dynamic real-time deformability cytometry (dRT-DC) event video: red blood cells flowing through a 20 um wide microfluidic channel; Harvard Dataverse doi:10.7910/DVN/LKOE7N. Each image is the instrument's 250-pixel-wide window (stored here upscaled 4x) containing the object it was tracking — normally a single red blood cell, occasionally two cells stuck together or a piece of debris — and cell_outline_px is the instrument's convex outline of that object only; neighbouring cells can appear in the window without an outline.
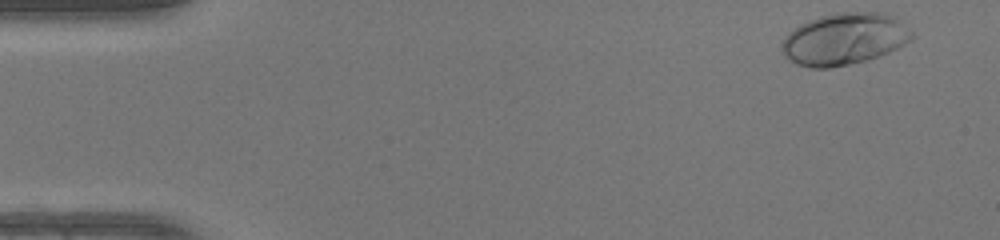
{"species": "human", "species_latin": "Homo sapiens", "temperature_condition": "warm", "stored_images_in_passage": 48, "camera_frame_rate_fps": 3000, "um_per_image_px": 0.085, "donor": {"sex": "female"}, "frame": {"image": 1, "passage_image": 1, "time_ms": 0.0, "image_size_px": [1000, 240], "cell_outline_px": [[916, 36], [912, 40], [880, 56], [848, 64], [828, 68], [812, 68], [796, 64], [788, 60], [784, 56], [780, 44], [784, 36], [788, 32], [800, 24], [808, 20], [820, 16], [840, 12], [884, 12], [896, 16]], "centroid_in_image_um": [71.76, 3.3], "position_along_channel_um": 13.2, "area_um2": 39.59}}
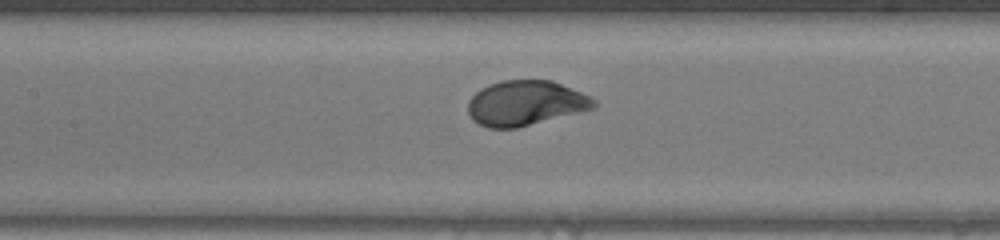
{"frame": {"image": 2, "passage_image": 21, "time_ms": 6.667, "image_size_px": [1000, 240], "cell_outline_px": [[596, 108], [516, 128], [488, 128], [472, 120], [468, 112], [468, 100], [480, 88], [488, 84], [504, 80], [552, 80], [580, 92], [596, 100]], "centroid_in_image_um": [44.64, 8.76], "position_along_channel_um": 162.8, "area_um2": 32.95}}
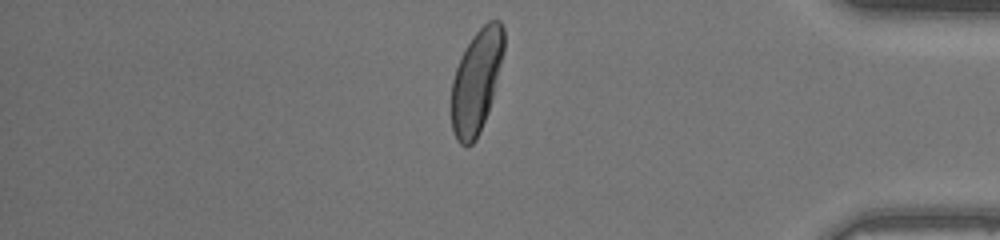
{"frame": {"image": 3, "passage_image": 40, "time_ms": 13.0, "image_size_px": [1000, 240], "cell_outline_px": [[504, 52], [488, 112], [480, 132], [476, 140], [472, 144], [460, 144], [456, 140], [452, 132], [452, 80], [456, 68], [472, 36], [488, 20], [500, 20], [504, 28]], "centroid_in_image_um": [40.5, 6.91], "position_along_channel_um": 394.7, "area_um2": 31.27}, "authors_computed_cell_mechanics": {"area_um2": 33.0616, "velocity_mm_per_s": 4.1477, "shape_relaxation_time_tau1_ms": 1.9359, "shape_relaxation_time_tau2_ms": null, "deformation_change_tau1": 0.1528, "deformation_change_tau2": null}}